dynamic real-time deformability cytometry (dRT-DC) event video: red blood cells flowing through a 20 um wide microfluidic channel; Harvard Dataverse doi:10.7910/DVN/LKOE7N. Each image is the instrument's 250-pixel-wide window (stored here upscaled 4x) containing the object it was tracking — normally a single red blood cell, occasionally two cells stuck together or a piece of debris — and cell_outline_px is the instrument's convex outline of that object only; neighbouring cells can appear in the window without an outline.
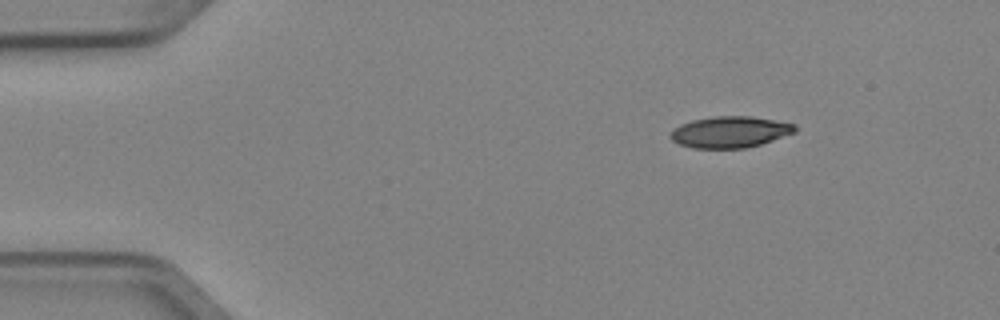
{"species": "Egyptian fruit bat (a non-hibernating species)", "species_latin": "Rousettus aegyptiacus", "temperature_condition": "cold", "stored_images_in_passage": 3, "camera_frame_rate_fps": 3000, "um_per_image_px": 0.085, "animal": {"sex": "female"}, "frame": {"image": 1, "passage_image": 1, "time_ms": 0.0, "image_size_px": [1000, 320], "cell_outline_px": [[796, 132], [760, 144], [744, 148], [692, 148], [680, 144], [672, 140], [668, 136], [672, 128], [680, 124], [692, 120], [712, 116], [752, 116], [796, 124]], "centroid_in_image_um": [62.01, 11.21], "position_along_channel_um": 23.0, "area_um2": 22.83}}
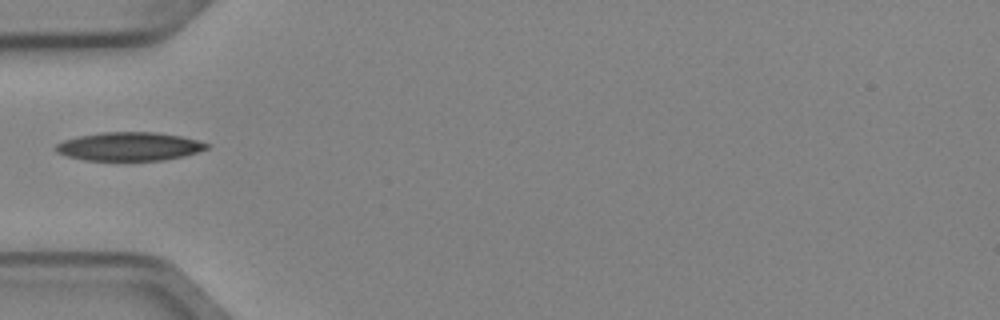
{"frame": {"image": 2, "passage_image": 3, "time_ms": 0.667, "image_size_px": [1000, 320], "cell_outline_px": [[208, 148], [184, 156], [164, 160], [84, 160], [68, 156], [56, 152], [56, 144], [64, 140], [80, 136], [100, 132], [156, 132], [180, 136], [196, 140], [208, 144]], "centroid_in_image_um": [10.98, 12.45], "position_along_channel_um": 74.0, "area_um2": 24.85}}